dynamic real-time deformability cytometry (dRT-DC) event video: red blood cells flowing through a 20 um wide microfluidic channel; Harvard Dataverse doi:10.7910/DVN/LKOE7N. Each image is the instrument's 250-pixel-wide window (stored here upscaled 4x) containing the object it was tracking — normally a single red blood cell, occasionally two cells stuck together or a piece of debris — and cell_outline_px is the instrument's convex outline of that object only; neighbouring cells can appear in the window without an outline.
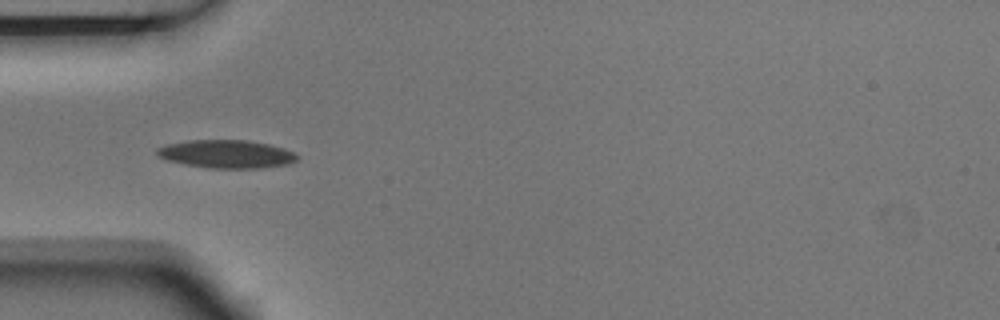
{"species": "Egyptian fruit bat (a non-hibernating species)", "species_latin": "Rousettus aegyptiacus", "temperature_condition": "room temperature", "stored_images_in_passage": 3, "camera_frame_rate_fps": 3000, "um_per_image_px": 0.085, "animal": {"sex": "male"}, "frame": {"image": 1, "passage_image": 3, "time_ms": 0.667, "image_size_px": [1000, 320], "cell_outline_px": [[300, 156], [296, 160], [288, 164], [260, 168], [208, 168], [184, 164], [168, 160], [156, 156], [156, 148], [168, 144], [188, 140], [248, 140], [268, 144], [284, 148]], "centroid_in_image_um": [19.23, 13.09], "position_along_channel_um": 65.8, "area_um2": 23.0}}